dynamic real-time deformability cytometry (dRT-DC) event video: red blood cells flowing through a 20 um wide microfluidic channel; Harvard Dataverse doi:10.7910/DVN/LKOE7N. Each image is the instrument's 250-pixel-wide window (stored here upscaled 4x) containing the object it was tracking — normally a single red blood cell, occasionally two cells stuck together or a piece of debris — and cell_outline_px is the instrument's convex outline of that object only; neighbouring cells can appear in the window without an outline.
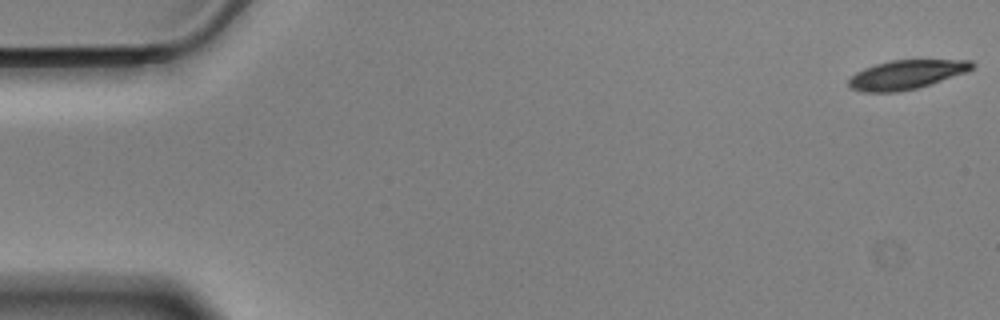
{"species": "Egyptian fruit bat (a non-hibernating species)", "species_latin": "Rousettus aegyptiacus", "temperature_condition": "cold", "stored_images_in_passage": 57, "camera_frame_rate_fps": 3000, "um_per_image_px": 0.085, "animal": {"sex": "male"}, "frame": {"image": 1, "passage_image": 1, "time_ms": 0.0, "image_size_px": [1000, 320], "cell_outline_px": [[976, 64], [972, 68], [964, 72], [916, 88], [896, 92], [864, 92], [852, 88], [848, 84], [848, 80], [856, 72], [864, 68], [876, 64], [892, 60], [972, 60]], "centroid_in_image_um": [77.01, 6.33], "position_along_channel_um": 8.0, "area_um2": 20.46}}
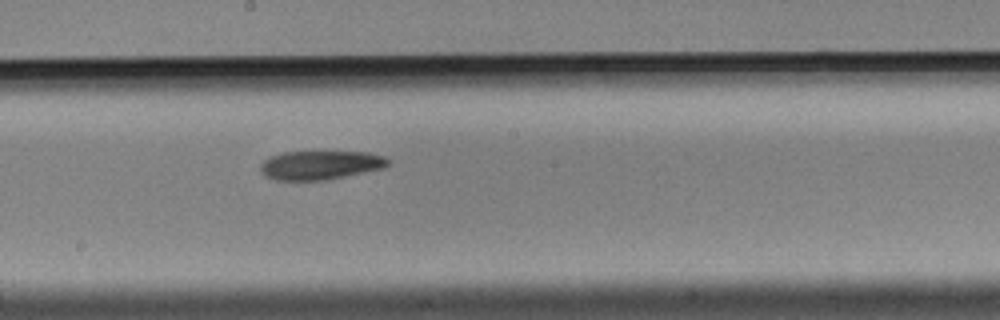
{"frame": {"image": 2, "passage_image": 31, "time_ms": 10.0, "image_size_px": [1000, 320], "cell_outline_px": [[392, 160], [384, 168], [328, 180], [276, 180], [264, 176], [260, 172], [260, 164], [264, 160], [272, 156], [284, 152], [368, 152], [384, 156]], "centroid_in_image_um": [27.24, 14.04], "position_along_channel_um": 221.0, "area_um2": 21.62}}
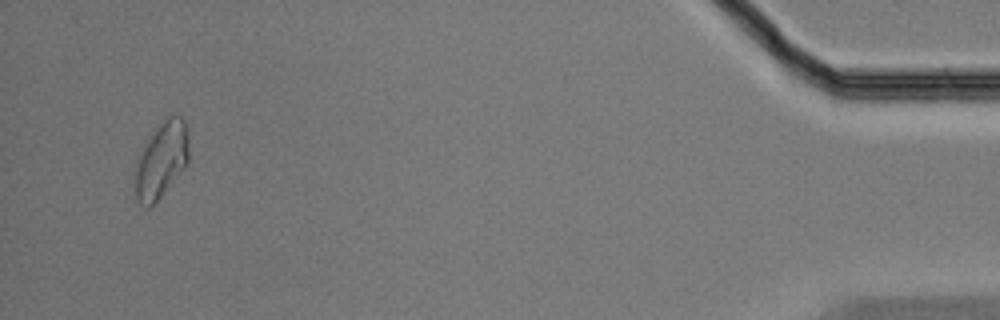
{"frame": {"image": 3, "passage_image": 55, "time_ms": 18.0, "image_size_px": [1000, 320], "cell_outline_px": [[188, 164], [156, 204], [148, 208], [144, 208], [140, 204], [136, 196], [132, 172], [140, 148], [168, 116], [180, 116], [188, 124]], "centroid_in_image_um": [13.69, 13.67], "position_along_channel_um": 421.5, "area_um2": 24.57}, "authors_computed_cell_mechanics": {"area_um2": 22.253, "velocity_mm_per_s": 3.4996, "shape_relaxation_time_tau1_ms": 2.9602, "shape_relaxation_time_tau2_ms": null, "deformation_change_tau1": 0.1188, "deformation_change_tau2": null}}